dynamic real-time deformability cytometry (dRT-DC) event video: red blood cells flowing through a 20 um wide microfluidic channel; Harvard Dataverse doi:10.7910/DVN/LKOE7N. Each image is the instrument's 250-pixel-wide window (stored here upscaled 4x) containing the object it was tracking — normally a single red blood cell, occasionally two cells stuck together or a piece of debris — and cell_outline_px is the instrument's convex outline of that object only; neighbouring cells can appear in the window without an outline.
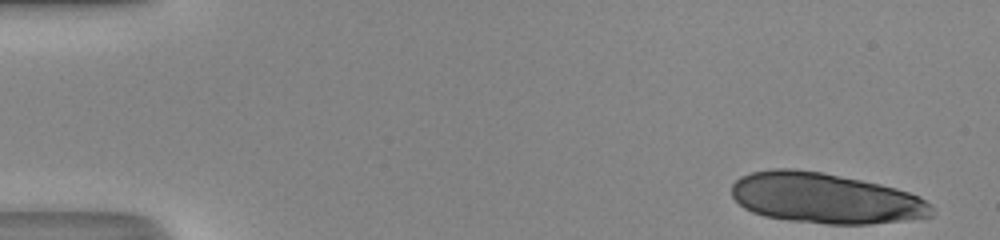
{"species": "human", "species_latin": "Homo sapiens", "temperature_condition": "room temperature", "stored_images_in_passage": 15, "camera_frame_rate_fps": 3000, "um_per_image_px": 0.085, "donor": {"sex": "male"}, "frame": {"image": 1, "passage_image": 1, "time_ms": 0.0, "image_size_px": [1000, 240], "cell_outline_px": [[932, 216], [868, 224], [824, 224], [788, 220], [764, 216], [752, 212], [744, 208], [732, 196], [732, 184], [740, 176], [752, 172], [772, 168], [792, 168], [820, 172], [880, 184], [896, 188], [920, 196], [932, 208]], "centroid_in_image_um": [70.09, 16.84], "position_along_channel_um": 14.9, "area_um2": 58.49}}